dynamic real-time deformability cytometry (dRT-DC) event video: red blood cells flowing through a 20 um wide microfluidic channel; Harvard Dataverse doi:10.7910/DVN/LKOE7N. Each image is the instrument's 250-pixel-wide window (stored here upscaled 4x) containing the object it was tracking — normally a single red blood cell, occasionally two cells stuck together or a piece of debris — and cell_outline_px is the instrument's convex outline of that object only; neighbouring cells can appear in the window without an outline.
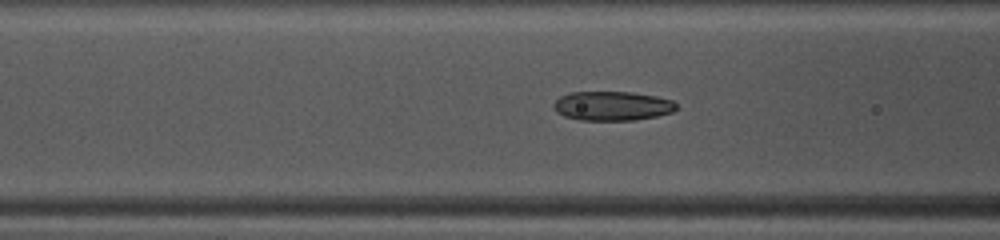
{"species": "common noctule bat (a hibernating species)", "species_latin": "Nyctalus noctula", "temperature_condition": "warm", "stored_images_in_passage": 47, "camera_frame_rate_fps": 3000, "um_per_image_px": 0.085, "animal": {"sex": "female", "body_mass_g": 10.0, "forearm_length_mm": 53.1}, "frame": {"image": 1, "passage_image": 16, "time_ms": 5.0, "image_size_px": [1000, 240], "cell_outline_px": [[676, 108], [672, 112], [656, 116], [636, 120], [580, 120], [564, 116], [556, 112], [552, 108], [552, 104], [560, 96], [572, 92], [632, 92], [656, 96], [672, 100], [676, 104]], "centroid_in_image_um": [52.01, 9.0], "position_along_channel_um": 114.6, "area_um2": 20.98}}
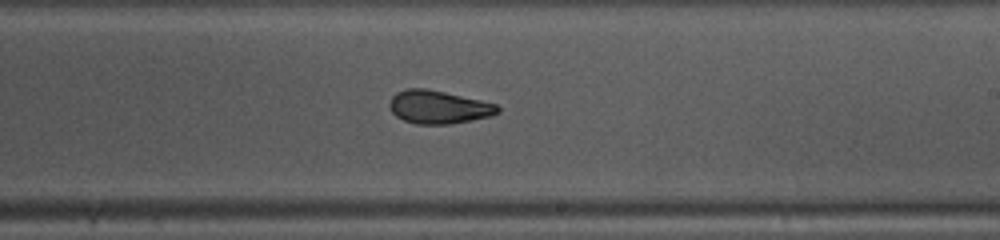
{"frame": {"image": 2, "passage_image": 26, "time_ms": 8.333, "image_size_px": [1000, 240], "cell_outline_px": [[500, 112], [488, 116], [472, 120], [448, 124], [416, 124], [404, 120], [396, 116], [392, 112], [388, 104], [392, 96], [396, 92], [404, 88], [424, 88], [444, 92], [480, 100], [496, 104], [500, 108]], "centroid_in_image_um": [37.23, 9.09], "position_along_channel_um": 251.8, "area_um2": 20.81}}
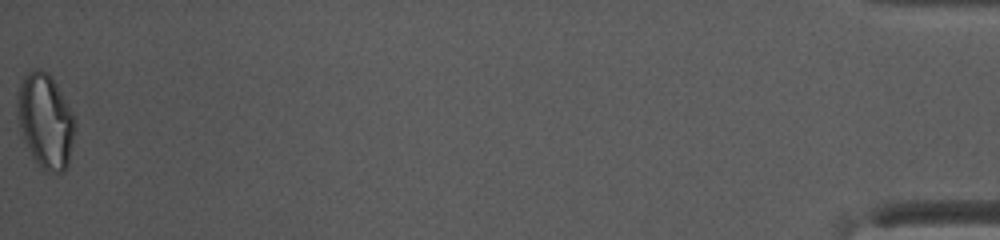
{"frame": {"image": 3, "passage_image": 47, "time_ms": 15.333, "image_size_px": [1000, 240], "cell_outline_px": [[76, 128], [68, 168], [60, 172], [48, 172], [32, 156], [24, 136], [20, 124], [16, 108], [16, 92], [24, 76], [32, 68], [40, 68], [48, 72], [56, 84], [72, 112], [76, 120]], "centroid_in_image_um": [3.88, 10.24], "position_along_channel_um": 431.3, "area_um2": 31.62}, "authors_computed_cell_mechanics": {"area_um2": 21.964, "velocity_mm_per_s": 4.1083, "shape_relaxation_time_tau1_ms": 7.1993, "shape_relaxation_time_tau2_ms": 2.4282, "deformation_change_tau1": 0.1979, "deformation_change_tau2": 0.0855}}